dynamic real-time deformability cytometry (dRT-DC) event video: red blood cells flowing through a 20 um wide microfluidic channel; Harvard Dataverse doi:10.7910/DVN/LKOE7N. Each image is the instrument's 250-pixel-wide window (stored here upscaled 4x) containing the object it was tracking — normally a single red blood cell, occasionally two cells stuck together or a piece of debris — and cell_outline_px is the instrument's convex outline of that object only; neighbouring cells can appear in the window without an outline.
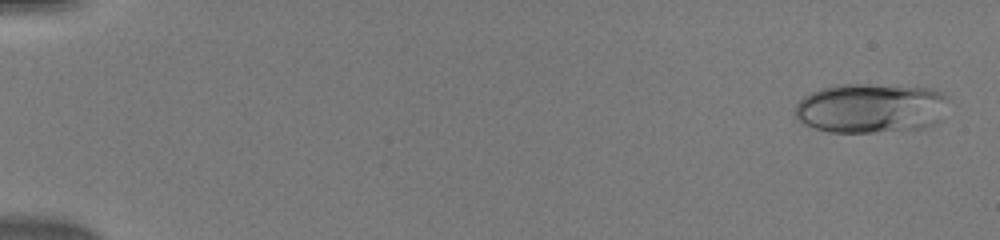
{"species": "human", "species_latin": "Homo sapiens", "temperature_condition": "warm", "stored_images_in_passage": 49, "camera_frame_rate_fps": 3000, "um_per_image_px": 0.085, "donor": {"sex": "male"}, "frame": {"image": 1, "passage_image": 1, "time_ms": 0.0, "image_size_px": [1000, 240], "cell_outline_px": [[952, 100], [900, 128], [872, 132], [828, 132], [812, 128], [796, 120], [792, 112], [796, 104], [804, 96], [820, 88], [836, 84], [864, 84], [936, 88], [944, 92]], "centroid_in_image_um": [73.64, 9.1], "position_along_channel_um": 11.4, "area_um2": 41.85}}
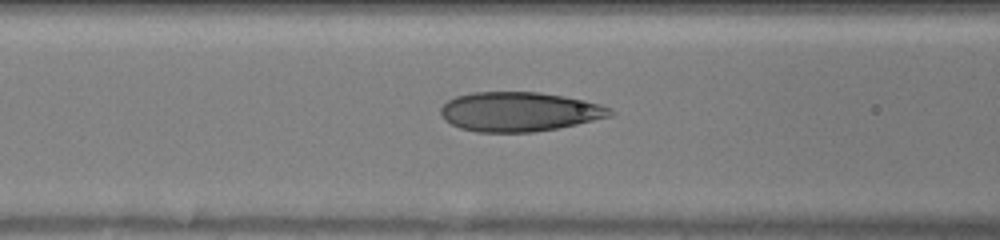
{"frame": {"image": 2, "passage_image": 21, "time_ms": 6.667, "image_size_px": [1000, 240], "cell_outline_px": [[616, 112], [612, 116], [576, 124], [556, 128], [532, 132], [476, 132], [460, 128], [444, 120], [440, 112], [440, 108], [448, 100], [456, 96], [472, 92], [540, 92], [564, 96], [600, 104], [612, 108]], "centroid_in_image_um": [44.14, 9.49], "position_along_channel_um": 122.5, "area_um2": 38.96}}
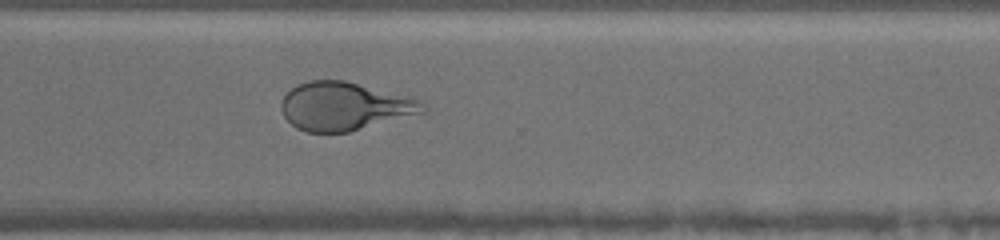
{"frame": {"image": 3, "passage_image": 37, "time_ms": 12.0, "image_size_px": [1000, 240], "cell_outline_px": [[428, 108], [424, 112], [348, 132], [308, 132], [296, 128], [284, 116], [280, 108], [280, 100], [296, 84], [308, 80], [344, 80], [424, 100]], "centroid_in_image_um": [29.28, 9.02], "position_along_channel_um": 341.3, "area_um2": 39.82}}